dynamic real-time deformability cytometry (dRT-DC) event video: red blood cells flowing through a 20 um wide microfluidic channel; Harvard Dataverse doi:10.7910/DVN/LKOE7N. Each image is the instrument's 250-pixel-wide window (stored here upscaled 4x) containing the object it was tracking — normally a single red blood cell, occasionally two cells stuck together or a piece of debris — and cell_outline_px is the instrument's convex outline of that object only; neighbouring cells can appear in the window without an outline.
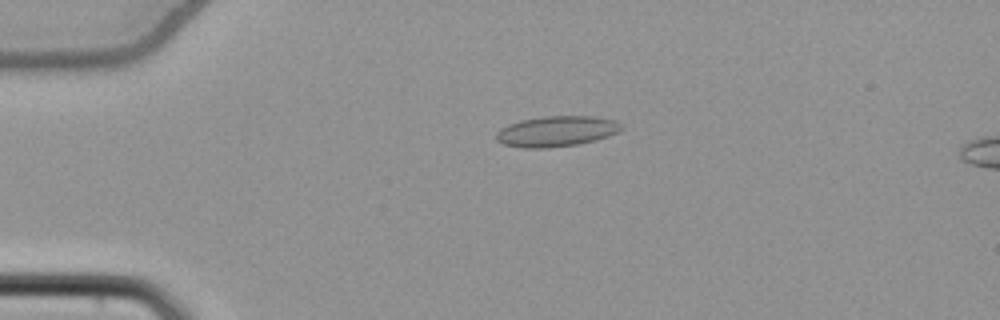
{"species": "common noctule bat (a hibernating species)", "species_latin": "Nyctalus noctula", "temperature_condition": "cold", "stored_images_in_passage": 17, "camera_frame_rate_fps": 3000, "um_per_image_px": 0.085, "animal": {"sex": "female", "body_mass_g": 22.7, "forearm_length_mm": 54.2}, "frame": {"image": 1, "passage_image": 12, "time_ms": 3.667, "image_size_px": [1000, 320], "cell_outline_px": [[620, 128], [616, 132], [608, 136], [596, 140], [580, 144], [548, 148], [524, 148], [504, 144], [496, 140], [496, 132], [500, 128], [508, 124], [520, 120], [544, 116], [596, 116], [616, 120], [620, 124]], "centroid_in_image_um": [47.27, 11.16], "position_along_channel_um": 37.7, "area_um2": 22.37}}